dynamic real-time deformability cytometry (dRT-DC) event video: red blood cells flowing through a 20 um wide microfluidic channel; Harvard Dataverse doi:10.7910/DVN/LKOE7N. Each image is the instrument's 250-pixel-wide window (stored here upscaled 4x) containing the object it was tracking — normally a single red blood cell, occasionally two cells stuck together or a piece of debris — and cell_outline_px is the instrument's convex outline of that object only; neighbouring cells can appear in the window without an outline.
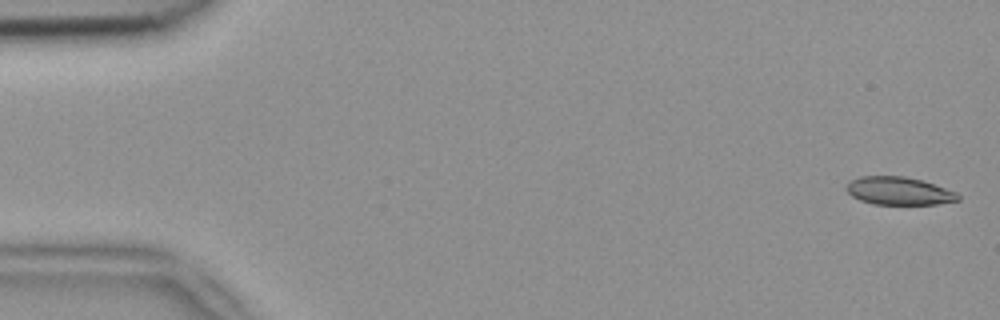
{"species": "common noctule bat (a hibernating species)", "species_latin": "Nyctalus noctula", "temperature_condition": "room temperature", "stored_images_in_passage": 5, "camera_frame_rate_fps": 3000, "um_per_image_px": 0.085, "animal": {"sex": "female", "body_mass_g": 18.4}, "frame": {"image": 1, "passage_image": 1, "time_ms": 0.0, "image_size_px": [1000, 320], "cell_outline_px": [[960, 200], [936, 204], [872, 204], [860, 200], [852, 196], [844, 188], [852, 180], [860, 176], [904, 176], [924, 180], [956, 192], [960, 196]], "centroid_in_image_um": [76.41, 16.22], "position_along_channel_um": 8.6, "area_um2": 18.21}}